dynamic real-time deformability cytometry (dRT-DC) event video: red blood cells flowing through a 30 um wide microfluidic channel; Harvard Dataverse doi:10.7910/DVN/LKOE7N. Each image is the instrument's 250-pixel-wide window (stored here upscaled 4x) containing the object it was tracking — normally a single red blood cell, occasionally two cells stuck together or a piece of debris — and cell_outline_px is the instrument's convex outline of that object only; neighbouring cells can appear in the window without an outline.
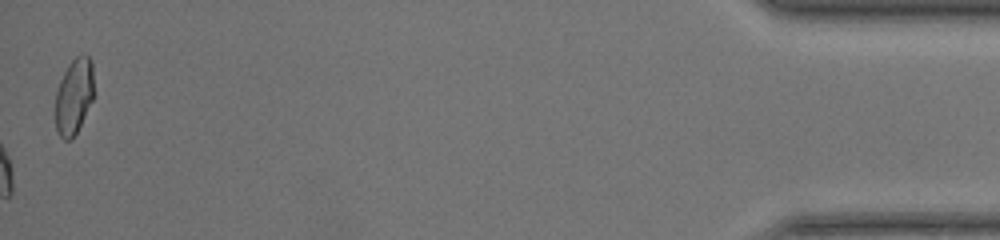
{"species": "common noctule bat (a hibernating species)", "species_latin": "Nyctalus noctula", "temperature_condition": "warm", "stored_images_in_passage": 52, "camera_frame_rate_fps": 3000, "um_per_image_px": 0.085, "animal": {"sex": "female", "body_mass_g": 17.0, "forearm_length_mm": 48.0}, "frame": {"image": 1, "passage_image": 52, "time_ms": 17.0, "image_size_px": [1000, 240], "cell_outline_px": [[92, 100], [72, 140], [64, 140], [60, 136], [56, 128], [56, 92], [60, 80], [68, 64], [76, 56], [84, 52], [92, 60]], "centroid_in_image_um": [6.27, 8.15], "position_along_channel_um": 428.9, "area_um2": 16.76}, "authors_computed_cell_mechanics": {"area_um2": 18.2937, "velocity_mm_per_s": 4.2405, "shape_relaxation_time_tau1_ms": 2.8673, "shape_relaxation_time_tau2_ms": 0.8032, "deformation_change_tau1": 0.1092, "deformation_change_tau2": 0.0452}}